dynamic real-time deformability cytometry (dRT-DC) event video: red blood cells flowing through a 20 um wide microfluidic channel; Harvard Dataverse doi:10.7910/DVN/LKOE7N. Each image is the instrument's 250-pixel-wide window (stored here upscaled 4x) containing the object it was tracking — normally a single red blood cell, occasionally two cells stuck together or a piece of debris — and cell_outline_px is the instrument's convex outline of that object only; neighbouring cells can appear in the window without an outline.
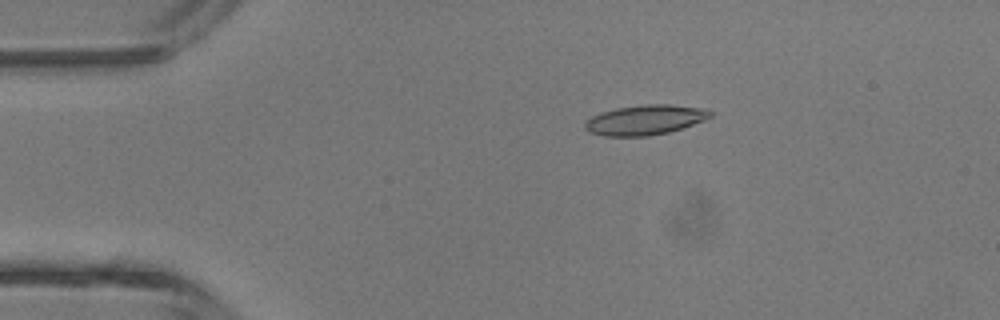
{"species": "common noctule bat (a hibernating species)", "species_latin": "Nyctalus noctula", "temperature_condition": "room temperature", "stored_images_in_passage": 4, "camera_frame_rate_fps": 3000, "um_per_image_px": 0.085, "animal": {"sex": "male", "body_mass_g": 13.3}, "frame": {"image": 1, "passage_image": 3, "time_ms": 2.333, "image_size_px": [1000, 320], "cell_outline_px": [[712, 116], [704, 120], [668, 132], [648, 136], [604, 136], [588, 132], [584, 128], [584, 124], [592, 116], [600, 112], [616, 108], [644, 104], [668, 104], [704, 108], [712, 112]], "centroid_in_image_um": [54.8, 10.19], "position_along_channel_um": 30.2, "area_um2": 21.79}}